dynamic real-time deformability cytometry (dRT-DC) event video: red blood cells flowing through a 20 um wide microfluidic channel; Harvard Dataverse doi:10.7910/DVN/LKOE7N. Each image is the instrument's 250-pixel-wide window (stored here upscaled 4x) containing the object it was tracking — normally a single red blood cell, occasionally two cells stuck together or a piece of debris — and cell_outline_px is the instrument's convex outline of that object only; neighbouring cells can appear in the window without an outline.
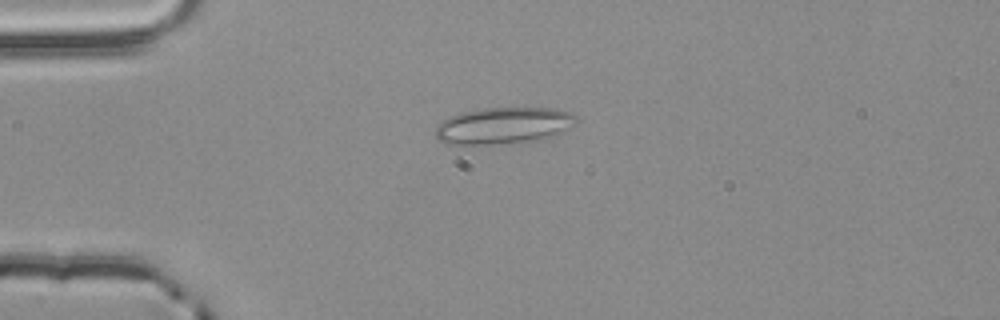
{"species": "common noctule bat (a hibernating species)", "species_latin": "Nyctalus noctula", "temperature_condition": "room temperature", "stored_images_in_passage": 4, "camera_frame_rate_fps": 3000, "um_per_image_px": 0.085, "animal": {"sex": "male", "body_mass_g": 20.4}, "frame": {"image": 1, "passage_image": 2, "time_ms": 0.333, "image_size_px": [1000, 320], "cell_outline_px": [[576, 120], [572, 128], [556, 136], [540, 140], [520, 144], [448, 144], [440, 140], [436, 136], [436, 128], [444, 120], [452, 116], [464, 112], [488, 108], [552, 108], [572, 112], [576, 116]], "centroid_in_image_um": [42.91, 10.7], "position_along_channel_um": 42.1, "area_um2": 30.35}}